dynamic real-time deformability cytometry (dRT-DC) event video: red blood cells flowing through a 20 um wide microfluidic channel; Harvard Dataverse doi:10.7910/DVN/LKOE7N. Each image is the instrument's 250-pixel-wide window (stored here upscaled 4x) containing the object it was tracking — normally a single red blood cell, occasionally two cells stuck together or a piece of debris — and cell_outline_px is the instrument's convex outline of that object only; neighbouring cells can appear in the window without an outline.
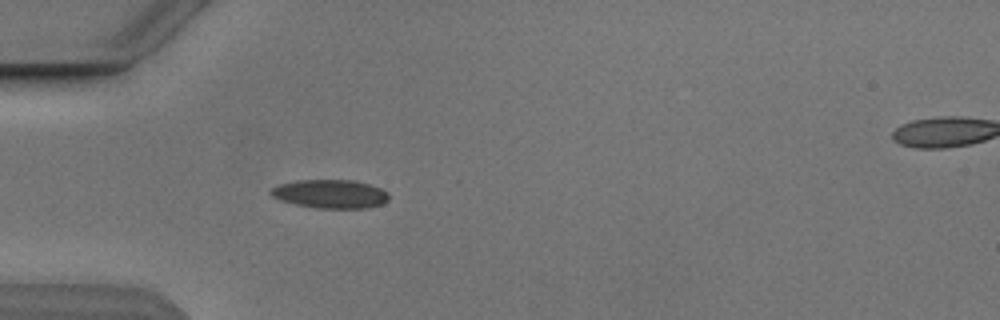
{"species": "Egyptian fruit bat (a non-hibernating species)", "species_latin": "Rousettus aegyptiacus", "temperature_condition": "cold", "stored_images_in_passage": 5, "segment_of_instrument_passage": [1, 2], "camera_frame_rate_fps": 3000, "um_per_image_px": 0.085, "animal": {"sex": "male"}, "frame": {"image": 1, "passage_image": 4, "time_ms": 3.333, "image_size_px": [1000, 320], "cell_outline_px": [[388, 200], [384, 204], [368, 208], [316, 208], [296, 204], [280, 200], [272, 196], [268, 192], [272, 188], [280, 184], [296, 180], [352, 180], [368, 184], [380, 188], [388, 192]], "centroid_in_image_um": [28.09, 16.49], "position_along_channel_um": 56.9, "area_um2": 19.71}}